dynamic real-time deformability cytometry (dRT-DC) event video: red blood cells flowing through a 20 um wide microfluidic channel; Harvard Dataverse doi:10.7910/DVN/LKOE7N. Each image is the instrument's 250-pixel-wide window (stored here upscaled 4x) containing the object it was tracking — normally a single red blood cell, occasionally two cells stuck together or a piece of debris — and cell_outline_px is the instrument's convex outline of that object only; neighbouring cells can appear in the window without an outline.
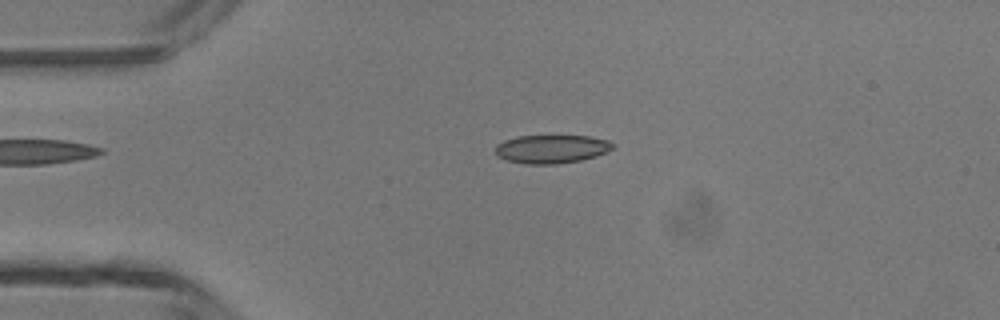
{"species": "common noctule bat (a hibernating species)", "species_latin": "Nyctalus noctula", "temperature_condition": "room temperature", "stored_images_in_passage": 3, "camera_frame_rate_fps": 3000, "um_per_image_px": 0.085, "animal": {"sex": "male", "body_mass_g": 13.3}, "frame": {"image": 1, "passage_image": 2, "time_ms": 1.333, "image_size_px": [1000, 320], "cell_outline_px": [[616, 144], [608, 152], [596, 156], [580, 160], [556, 164], [528, 164], [508, 160], [496, 156], [496, 144], [504, 140], [516, 136], [588, 136], [608, 140]], "centroid_in_image_um": [46.89, 12.66], "position_along_channel_um": 38.1, "area_um2": 19.48}}